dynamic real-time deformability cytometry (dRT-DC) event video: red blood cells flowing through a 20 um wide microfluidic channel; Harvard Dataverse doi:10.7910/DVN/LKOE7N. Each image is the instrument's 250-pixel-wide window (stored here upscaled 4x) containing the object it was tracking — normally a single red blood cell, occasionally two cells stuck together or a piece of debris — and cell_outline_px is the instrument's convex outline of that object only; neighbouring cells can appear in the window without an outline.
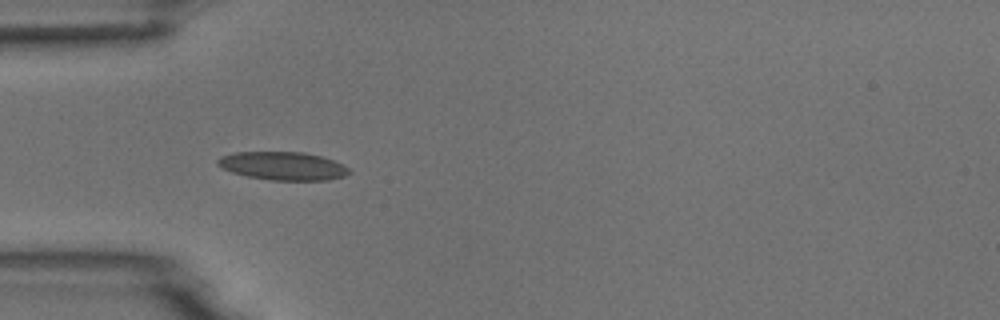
{"species": "common noctule bat (a hibernating species)", "species_latin": "Nyctalus noctula", "temperature_condition": "room temperature", "stored_images_in_passage": 4, "camera_frame_rate_fps": 3000, "um_per_image_px": 0.085, "animal": {"sex": "male", "body_mass_g": 18.8}, "frame": {"image": 1, "passage_image": 1, "time_ms": 0.0, "image_size_px": [1000, 320], "cell_outline_px": [[352, 172], [344, 176], [328, 180], [272, 180], [248, 176], [232, 172], [216, 164], [216, 160], [220, 156], [236, 152], [304, 152], [320, 156], [344, 164]], "centroid_in_image_um": [24.06, 14.1], "position_along_channel_um": 60.9, "area_um2": 21.56}}